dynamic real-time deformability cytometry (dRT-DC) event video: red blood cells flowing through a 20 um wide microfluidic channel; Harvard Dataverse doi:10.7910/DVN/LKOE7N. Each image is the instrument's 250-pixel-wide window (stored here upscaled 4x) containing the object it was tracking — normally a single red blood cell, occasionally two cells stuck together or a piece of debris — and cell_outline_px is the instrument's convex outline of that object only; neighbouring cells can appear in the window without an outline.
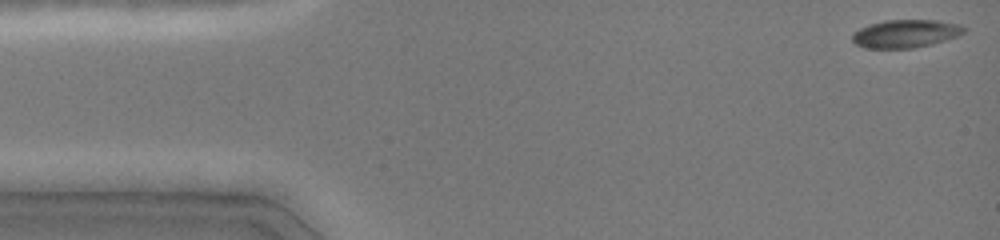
{"species": "common noctule bat (a hibernating species)", "species_latin": "Nyctalus noctula", "temperature_condition": "cold", "stored_images_in_passage": 20, "camera_frame_rate_fps": 3000, "um_per_image_px": 0.085, "animal": {"sex": "female", "body_mass_g": 19.0, "forearm_length_mm": 51.5}, "frame": {"image": 1, "passage_image": 1, "time_ms": 0.0, "image_size_px": [1000, 240], "cell_outline_px": [[968, 28], [960, 36], [932, 44], [912, 48], [864, 48], [856, 44], [852, 40], [852, 32], [860, 28], [884, 20], [936, 20], [960, 24]], "centroid_in_image_um": [77.01, 2.86], "position_along_channel_um": 8.0, "area_um2": 18.38}}